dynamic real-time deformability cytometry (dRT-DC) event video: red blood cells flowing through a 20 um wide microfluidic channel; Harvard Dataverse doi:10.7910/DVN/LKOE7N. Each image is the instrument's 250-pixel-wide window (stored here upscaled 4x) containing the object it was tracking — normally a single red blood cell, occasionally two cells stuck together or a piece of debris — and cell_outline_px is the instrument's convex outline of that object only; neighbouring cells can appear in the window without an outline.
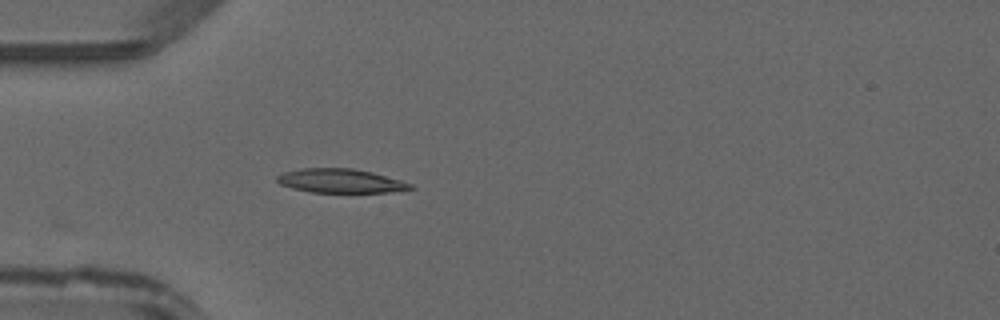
{"species": "common noctule bat (a hibernating species)", "species_latin": "Nyctalus noctula", "temperature_condition": "warm", "stored_images_in_passage": 34, "camera_frame_rate_fps": 3000, "um_per_image_px": 0.085, "animal": {"sex": "male", "forearm_length_mm": 52.5}, "frame": {"image": 1, "passage_image": 1, "time_ms": 0.0, "image_size_px": [1000, 320], "cell_outline_px": [[416, 188], [388, 192], [312, 192], [292, 188], [280, 184], [276, 180], [276, 176], [280, 172], [304, 168], [352, 168], [372, 172], [400, 180], [412, 184]], "centroid_in_image_um": [28.91, 15.37], "position_along_channel_um": 56.1, "area_um2": 18.61}}
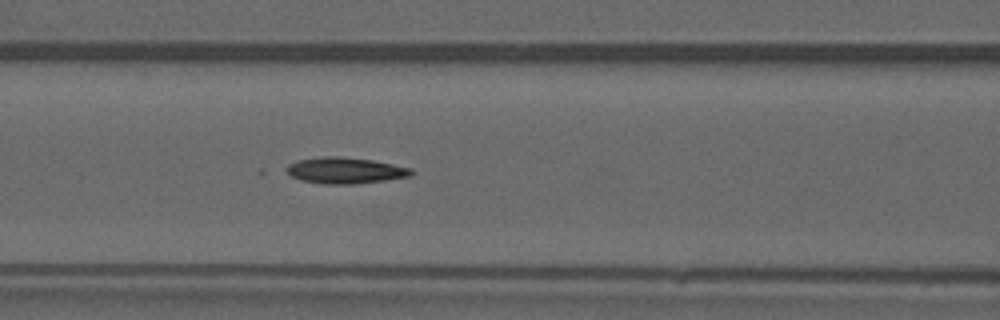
{"frame": {"image": 2, "passage_image": 7, "time_ms": 2.0, "image_size_px": [1000, 320], "cell_outline_px": [[416, 172], [412, 176], [356, 184], [324, 184], [300, 180], [292, 176], [284, 168], [288, 164], [296, 160], [320, 156], [340, 156], [372, 160], [412, 168]], "centroid_in_image_um": [29.34, 14.48], "position_along_channel_um": 137.3, "area_um2": 19.25}}
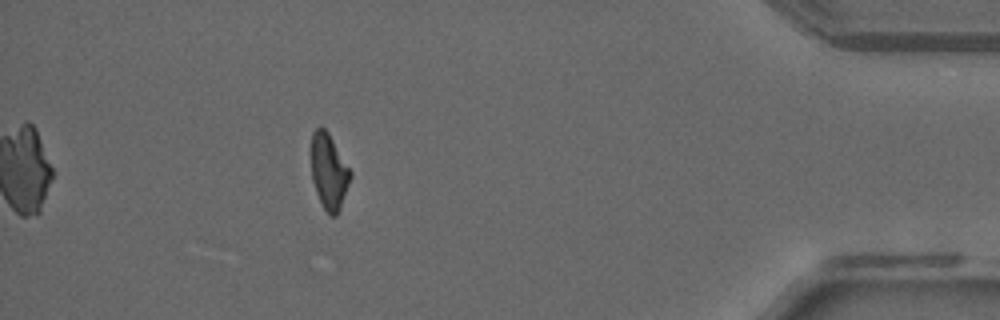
{"frame": {"image": 3, "passage_image": 29, "time_ms": 9.333, "image_size_px": [1000, 320], "cell_outline_px": [[352, 176], [340, 208], [336, 216], [332, 216], [324, 208], [316, 192], [312, 180], [308, 152], [312, 132], [316, 128], [324, 128], [328, 132], [352, 172]], "centroid_in_image_um": [27.91, 14.52], "position_along_channel_um": 407.3, "area_um2": 17.63}}